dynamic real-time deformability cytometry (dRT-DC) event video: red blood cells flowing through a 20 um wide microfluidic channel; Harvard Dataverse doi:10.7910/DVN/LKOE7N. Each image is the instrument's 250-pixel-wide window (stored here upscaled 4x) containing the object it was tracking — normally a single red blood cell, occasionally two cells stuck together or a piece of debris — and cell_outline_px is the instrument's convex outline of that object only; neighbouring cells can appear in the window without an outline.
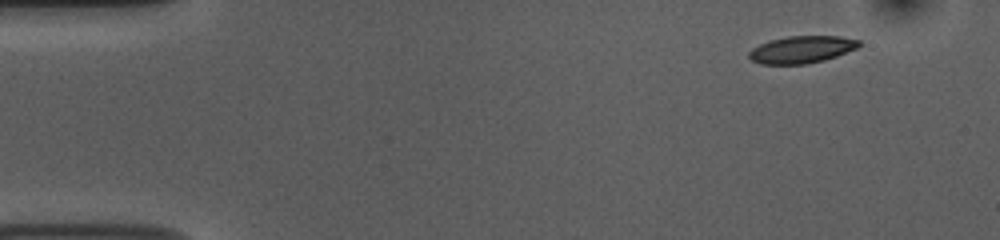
{"species": "common noctule bat (a hibernating species)", "species_latin": "Nyctalus noctula", "temperature_condition": "room temperature", "stored_images_in_passage": 45, "camera_frame_rate_fps": 3000, "um_per_image_px": 0.085, "animal": {"sex": "female", "body_mass_g": 10.0, "forearm_length_mm": 53.1}, "frame": {"image": 1, "passage_image": 1, "time_ms": 0.0, "image_size_px": [1000, 240], "cell_outline_px": [[860, 44], [856, 48], [836, 56], [824, 60], [804, 64], [760, 64], [752, 60], [748, 56], [748, 52], [752, 48], [768, 40], [788, 36], [840, 36], [860, 40]], "centroid_in_image_um": [68.11, 4.2], "position_along_channel_um": 16.9, "area_um2": 17.4}}
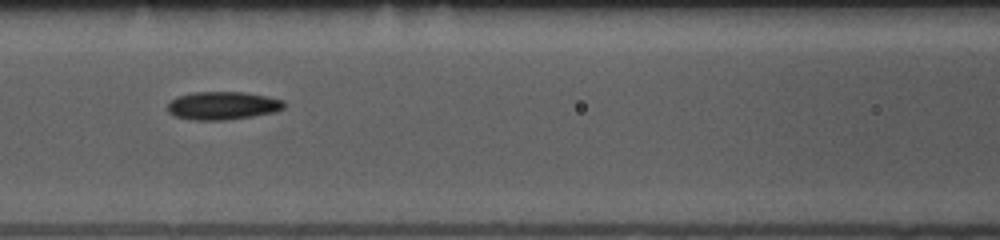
{"frame": {"image": 2, "passage_image": 19, "time_ms": 6.0, "image_size_px": [1000, 240], "cell_outline_px": [[284, 108], [276, 112], [252, 116], [224, 120], [196, 120], [176, 116], [168, 112], [168, 104], [176, 96], [192, 92], [244, 92], [284, 100]], "centroid_in_image_um": [18.92, 8.97], "position_along_channel_um": 147.7, "area_um2": 18.96}}
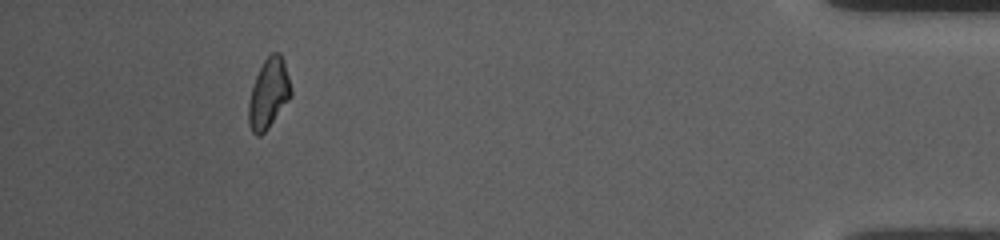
{"frame": {"image": 3, "passage_image": 45, "time_ms": 14.667, "image_size_px": [1000, 240], "cell_outline_px": [[292, 96], [268, 128], [260, 136], [256, 136], [252, 132], [248, 124], [248, 104], [252, 88], [256, 76], [264, 60], [272, 52], [280, 52], [284, 60], [292, 88]], "centroid_in_image_um": [22.85, 7.95], "position_along_channel_um": 412.4, "area_um2": 17.34}, "authors_computed_cell_mechanics": {"area_um2": 18.3226, "velocity_mm_per_s": 3.7619, "shape_relaxation_time_tau1_ms": 3.7883, "shape_relaxation_time_tau2_ms": 5.2038, "deformation_change_tau1": 0.1161, "deformation_change_tau2": 0.1179}}